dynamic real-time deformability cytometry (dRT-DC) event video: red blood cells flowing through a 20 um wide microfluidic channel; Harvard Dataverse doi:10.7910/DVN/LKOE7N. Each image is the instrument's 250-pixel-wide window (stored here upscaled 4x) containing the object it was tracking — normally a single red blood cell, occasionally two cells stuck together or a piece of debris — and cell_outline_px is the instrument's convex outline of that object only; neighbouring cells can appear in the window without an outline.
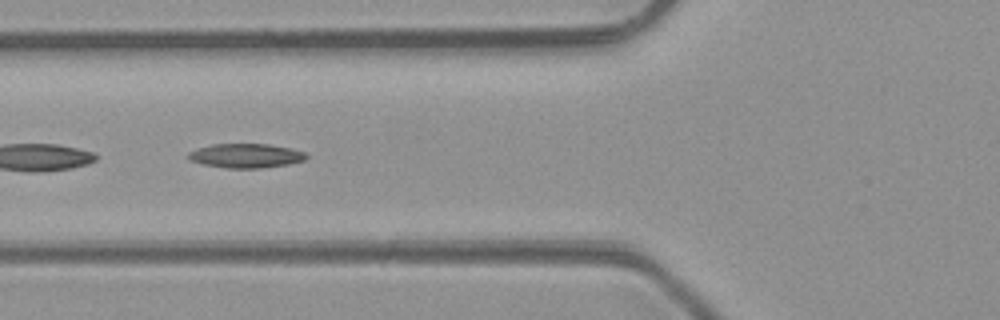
{"species": "common noctule bat (a hibernating species)", "species_latin": "Nyctalus noctula", "temperature_condition": "room temperature", "stored_images_in_passage": 5, "camera_frame_rate_fps": 3000, "um_per_image_px": 0.085, "animal": {"sex": "male", "body_mass_g": 23.1, "forearm_length_mm": 52.7}, "frame": {"image": 1, "passage_image": 4, "time_ms": 3.667, "image_size_px": [1000, 320], "cell_outline_px": [[308, 156], [304, 160], [288, 164], [264, 168], [224, 168], [204, 164], [192, 160], [188, 156], [188, 152], [212, 144], [268, 144], [292, 148], [304, 152]], "centroid_in_image_um": [20.94, 13.24], "position_along_channel_um": 104.9, "area_um2": 16.53}}
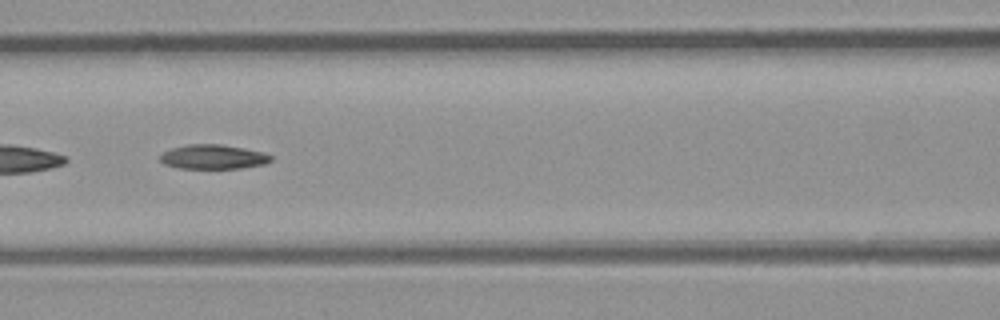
{"frame": {"image": 2, "passage_image": 5, "time_ms": 4.667, "image_size_px": [1000, 320], "cell_outline_px": [[272, 160], [264, 164], [240, 168], [176, 168], [164, 164], [160, 160], [160, 156], [164, 152], [172, 148], [188, 144], [220, 144], [244, 148], [260, 152], [272, 156]], "centroid_in_image_um": [18.09, 13.33], "position_along_channel_um": 148.5, "area_um2": 15.61}}